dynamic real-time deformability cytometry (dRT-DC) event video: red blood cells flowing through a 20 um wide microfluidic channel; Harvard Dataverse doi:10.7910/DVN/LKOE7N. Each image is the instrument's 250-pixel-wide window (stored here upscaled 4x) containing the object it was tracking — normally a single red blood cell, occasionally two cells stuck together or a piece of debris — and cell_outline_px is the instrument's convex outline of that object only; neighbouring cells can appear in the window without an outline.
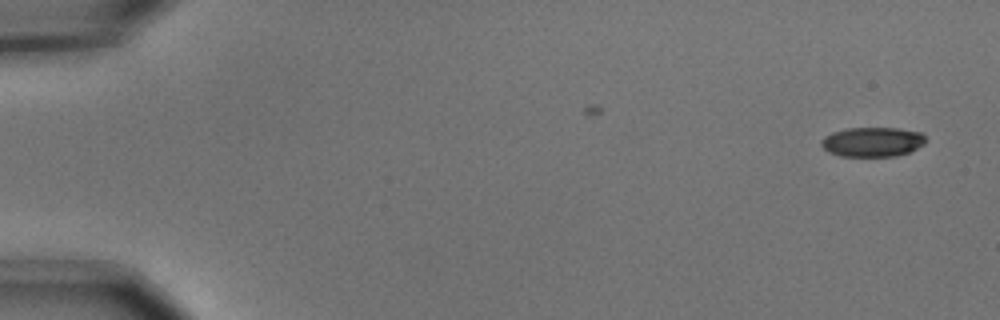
{"species": "common noctule bat (a hibernating species)", "species_latin": "Nyctalus noctula", "temperature_condition": "cold", "stored_images_in_passage": 3, "camera_frame_rate_fps": 3000, "um_per_image_px": 0.085, "animal": {"sex": "male", "body_mass_g": 15.6}, "frame": {"image": 1, "passage_image": 3, "time_ms": 0.667, "image_size_px": [1000, 320], "cell_outline_px": [[928, 140], [924, 144], [908, 152], [896, 156], [840, 156], [828, 152], [820, 144], [820, 140], [824, 136], [832, 132], [848, 128], [900, 128], [920, 132]], "centroid_in_image_um": [74.15, 12.05], "position_along_channel_um": 10.9, "area_um2": 18.09}}